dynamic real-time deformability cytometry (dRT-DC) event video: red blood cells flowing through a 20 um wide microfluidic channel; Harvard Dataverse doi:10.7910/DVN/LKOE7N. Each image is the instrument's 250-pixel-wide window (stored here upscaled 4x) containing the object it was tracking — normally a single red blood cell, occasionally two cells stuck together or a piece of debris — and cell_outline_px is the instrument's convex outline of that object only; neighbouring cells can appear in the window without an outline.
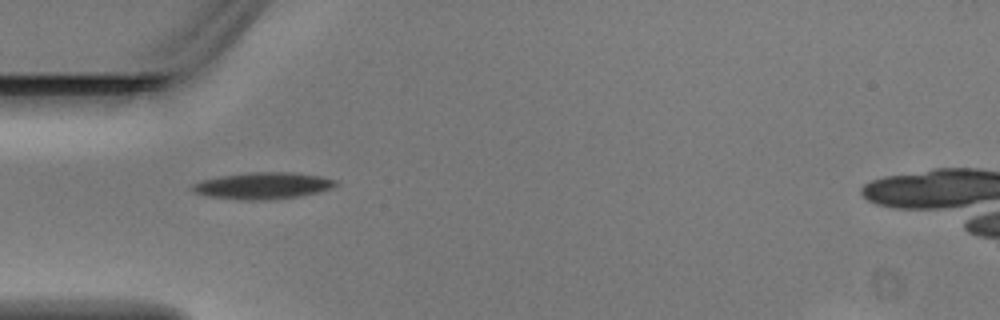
{"species": "Egyptian fruit bat (a non-hibernating species)", "species_latin": "Rousettus aegyptiacus", "temperature_condition": "warm", "stored_images_in_passage": 5, "camera_frame_rate_fps": 3000, "um_per_image_px": 0.085, "animal": {"sex": "male"}, "frame": {"image": 1, "passage_image": 4, "time_ms": 1.0, "image_size_px": [1000, 320], "cell_outline_px": [[340, 184], [332, 188], [320, 192], [300, 196], [268, 200], [240, 200], [212, 196], [196, 192], [188, 188], [192, 184], [204, 180], [220, 176], [252, 172], [292, 172], [320, 176], [340, 180]], "centroid_in_image_um": [22.44, 15.78], "position_along_channel_um": 62.6, "area_um2": 22.37}}
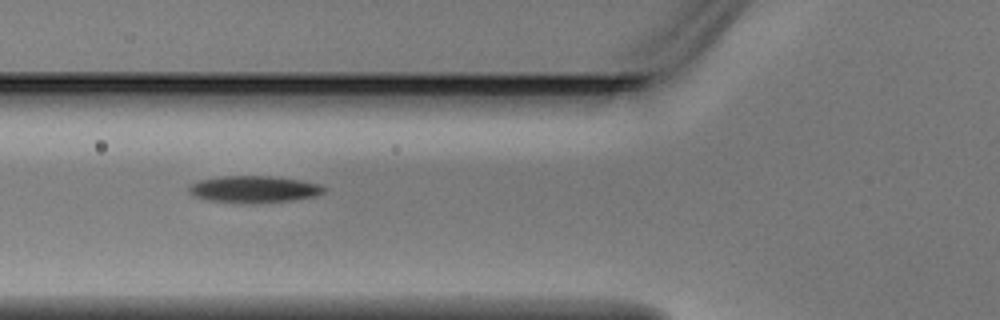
{"frame": {"image": 2, "passage_image": 5, "time_ms": 1.333, "image_size_px": [1000, 320], "cell_outline_px": [[328, 188], [324, 192], [316, 196], [292, 200], [252, 204], [244, 204], [212, 200], [196, 196], [188, 192], [188, 188], [192, 184], [200, 180], [220, 176], [272, 176], [300, 180], [320, 184]], "centroid_in_image_um": [21.64, 16.09], "position_along_channel_um": 104.2, "area_um2": 21.21}}